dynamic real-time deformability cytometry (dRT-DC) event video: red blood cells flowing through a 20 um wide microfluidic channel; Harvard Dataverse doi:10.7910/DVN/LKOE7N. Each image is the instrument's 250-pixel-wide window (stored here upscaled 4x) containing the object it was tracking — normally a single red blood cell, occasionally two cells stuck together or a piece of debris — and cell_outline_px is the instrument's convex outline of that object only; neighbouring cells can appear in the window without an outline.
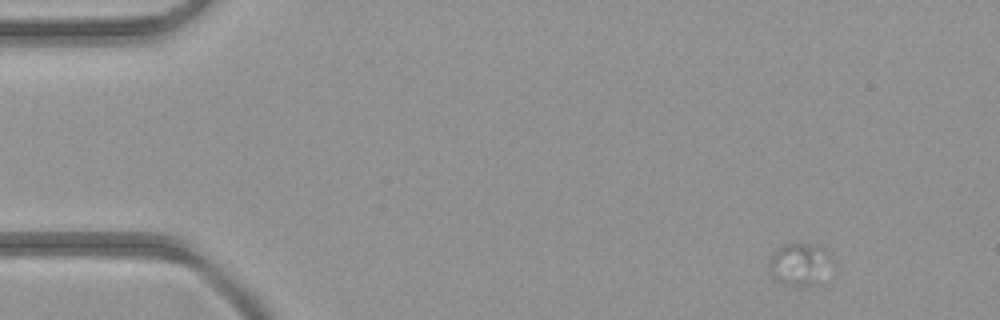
{"species": "common noctule bat (a hibernating species)", "species_latin": "Nyctalus noctula", "temperature_condition": "room temperature", "stored_images_in_passage": 5, "camera_frame_rate_fps": 3000, "um_per_image_px": 0.085, "animal": {"sex": "female", "body_mass_g": 21.9}, "frame": {"image": 1, "passage_image": 1, "time_ms": 0.0, "image_size_px": [1000, 320], "cell_outline_px": [[836, 264], [820, 284], [796, 288], [784, 284], [776, 280], [768, 272], [768, 260], [772, 252], [776, 248], [784, 244], [816, 244], [832, 252], [836, 260]], "centroid_in_image_um": [68.06, 22.48], "position_along_channel_um": 16.9, "area_um2": 16.99}}
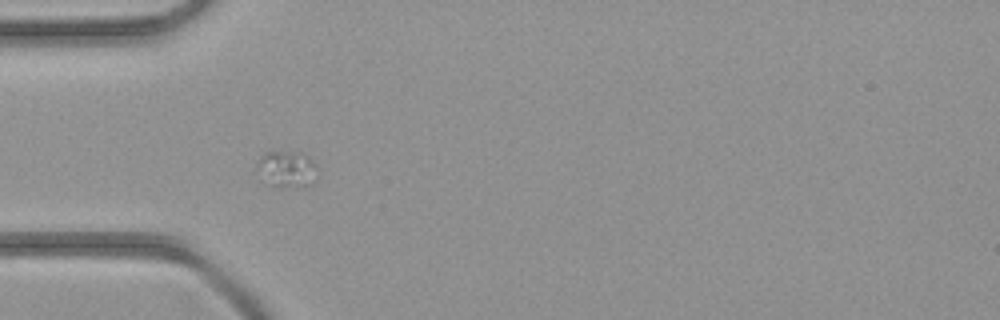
{"frame": {"image": 2, "passage_image": 4, "time_ms": 3.333, "image_size_px": [1000, 320], "cell_outline_px": [[320, 176], [312, 184], [304, 188], [264, 184], [252, 172], [256, 164], [264, 152], [300, 152], [312, 160]], "centroid_in_image_um": [24.32, 14.42], "position_along_channel_um": 60.7, "area_um2": 13.58}}